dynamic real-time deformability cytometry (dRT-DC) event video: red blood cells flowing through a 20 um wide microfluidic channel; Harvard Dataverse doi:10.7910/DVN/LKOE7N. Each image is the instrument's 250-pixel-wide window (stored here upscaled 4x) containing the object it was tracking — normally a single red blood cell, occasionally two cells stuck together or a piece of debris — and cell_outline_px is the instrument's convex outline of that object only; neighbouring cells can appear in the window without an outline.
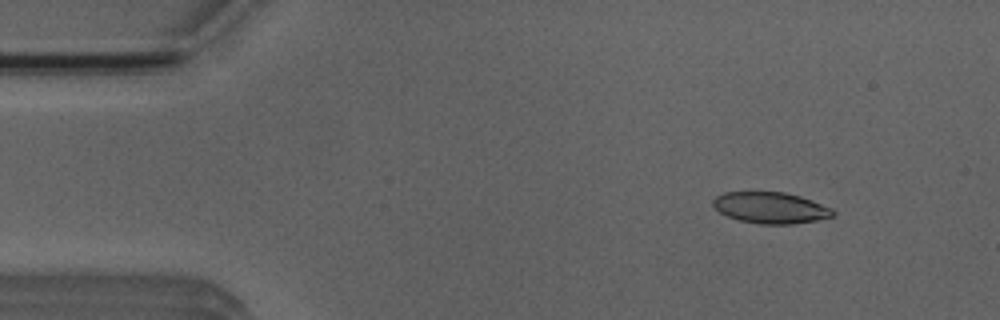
{"species": "Egyptian fruit bat (a non-hibernating species)", "species_latin": "Rousettus aegyptiacus", "temperature_condition": "room temperature", "stored_images_in_passage": 4, "camera_frame_rate_fps": 3000, "um_per_image_px": 0.085, "animal": {"sex": "male"}, "frame": {"image": 1, "passage_image": 1, "time_ms": 0.0, "image_size_px": [1000, 320], "cell_outline_px": [[836, 216], [816, 220], [792, 224], [760, 224], [740, 220], [728, 216], [720, 212], [712, 204], [712, 200], [716, 196], [724, 192], [784, 192], [800, 196], [812, 200], [832, 208], [836, 212]], "centroid_in_image_um": [65.53, 17.66], "position_along_channel_um": 19.5, "area_um2": 21.85}}